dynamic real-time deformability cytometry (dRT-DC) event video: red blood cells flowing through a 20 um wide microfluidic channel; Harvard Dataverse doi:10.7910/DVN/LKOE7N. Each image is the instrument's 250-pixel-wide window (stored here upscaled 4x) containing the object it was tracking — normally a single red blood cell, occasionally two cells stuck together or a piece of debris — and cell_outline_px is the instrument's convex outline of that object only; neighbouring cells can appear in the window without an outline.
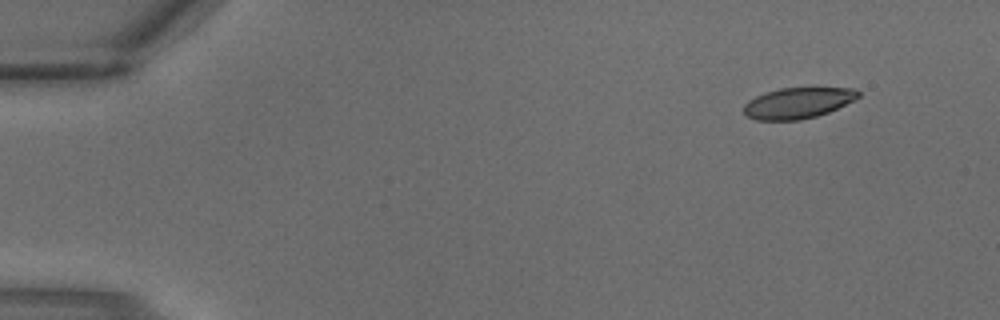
{"species": "common noctule bat (a hibernating species)", "species_latin": "Nyctalus noctula", "temperature_condition": "warm", "stored_images_in_passage": 3, "camera_frame_rate_fps": 3000, "um_per_image_px": 0.085, "animal": {"sex": "male", "body_mass_g": 18.8}, "frame": {"image": 1, "passage_image": 1, "time_ms": 0.0, "image_size_px": [1000, 320], "cell_outline_px": [[860, 96], [828, 112], [816, 116], [800, 120], [756, 120], [744, 116], [744, 104], [748, 100], [764, 92], [780, 88], [856, 88], [860, 92]], "centroid_in_image_um": [67.77, 8.75], "position_along_channel_um": 17.2, "area_um2": 20.58}}
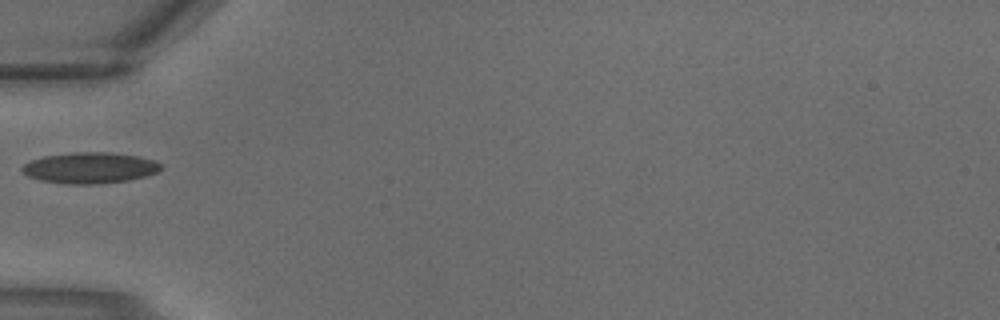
{"frame": {"image": 2, "passage_image": 3, "time_ms": 0.667, "image_size_px": [1000, 320], "cell_outline_px": [[160, 168], [156, 172], [144, 176], [128, 180], [100, 184], [64, 184], [40, 180], [28, 176], [20, 168], [24, 164], [32, 160], [44, 156], [72, 152], [108, 152], [136, 156], [152, 160], [160, 164]], "centroid_in_image_um": [7.58, 14.27], "position_along_channel_um": 77.4, "area_um2": 24.85}}